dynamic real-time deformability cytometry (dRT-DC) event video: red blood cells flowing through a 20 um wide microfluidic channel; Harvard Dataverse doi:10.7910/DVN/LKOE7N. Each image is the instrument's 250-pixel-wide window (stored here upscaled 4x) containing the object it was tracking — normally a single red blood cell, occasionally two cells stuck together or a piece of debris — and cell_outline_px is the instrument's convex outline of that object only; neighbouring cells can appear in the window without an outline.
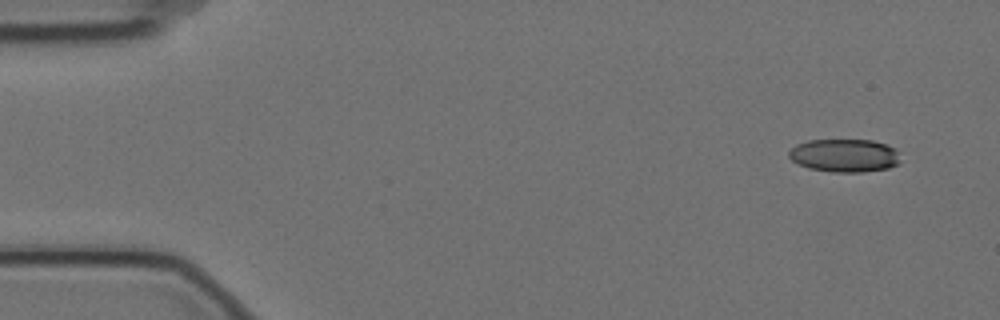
{"species": "Egyptian fruit bat (a non-hibernating species)", "species_latin": "Rousettus aegyptiacus", "temperature_condition": "cold", "stored_images_in_passage": 4, "camera_frame_rate_fps": 3000, "um_per_image_px": 0.085, "animal": {"sex": "female"}, "frame": {"image": 1, "passage_image": 1, "time_ms": 0.0, "image_size_px": [1000, 320], "cell_outline_px": [[900, 164], [888, 168], [864, 172], [832, 172], [808, 168], [792, 160], [788, 156], [788, 152], [796, 144], [808, 140], [872, 140], [896, 148], [900, 152]], "centroid_in_image_um": [71.82, 13.22], "position_along_channel_um": 13.2, "area_um2": 21.73}}